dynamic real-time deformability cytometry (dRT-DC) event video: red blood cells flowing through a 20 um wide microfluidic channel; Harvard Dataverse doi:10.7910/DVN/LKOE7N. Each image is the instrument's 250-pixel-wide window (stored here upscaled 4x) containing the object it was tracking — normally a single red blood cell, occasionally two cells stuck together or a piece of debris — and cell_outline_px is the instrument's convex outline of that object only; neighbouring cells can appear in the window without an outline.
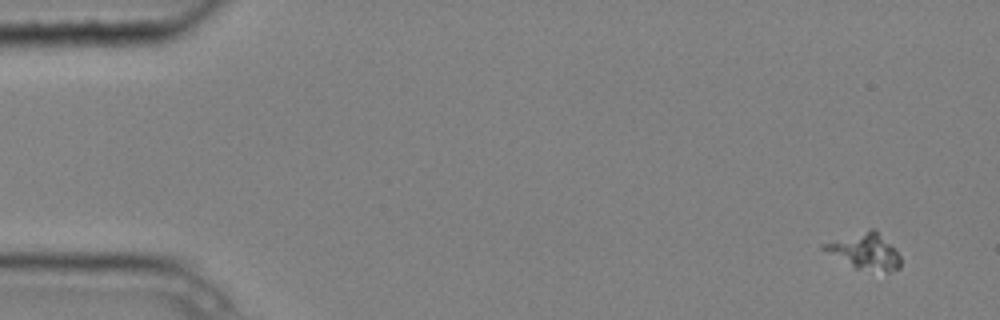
{"species": "common noctule bat (a hibernating species)", "species_latin": "Nyctalus noctula", "temperature_condition": "cold", "stored_images_in_passage": 5, "camera_frame_rate_fps": 3000, "um_per_image_px": 0.085, "animal": {"sex": "male", "body_mass_g": 20.4}, "frame": {"image": 1, "passage_image": 1, "time_ms": 0.0, "image_size_px": [1000, 320], "cell_outline_px": [[900, 268], [888, 272], [852, 268], [820, 248], [820, 244], [872, 228], [900, 256]], "centroid_in_image_um": [73.44, 21.4], "position_along_channel_um": 11.6, "area_um2": 15.66}}
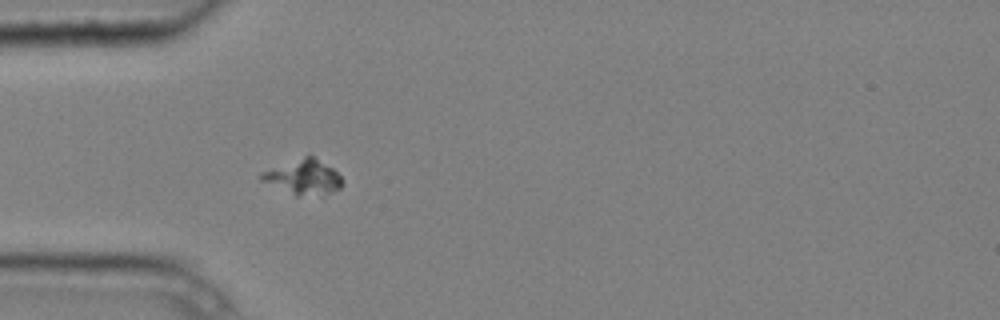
{"frame": {"image": 2, "passage_image": 5, "time_ms": 1.333, "image_size_px": [1000, 320], "cell_outline_px": [[344, 184], [340, 188], [320, 196], [296, 196], [260, 180], [260, 172], [304, 156], [312, 156], [332, 168], [344, 180]], "centroid_in_image_um": [25.8, 15.08], "position_along_channel_um": 59.2, "area_um2": 16.36}}